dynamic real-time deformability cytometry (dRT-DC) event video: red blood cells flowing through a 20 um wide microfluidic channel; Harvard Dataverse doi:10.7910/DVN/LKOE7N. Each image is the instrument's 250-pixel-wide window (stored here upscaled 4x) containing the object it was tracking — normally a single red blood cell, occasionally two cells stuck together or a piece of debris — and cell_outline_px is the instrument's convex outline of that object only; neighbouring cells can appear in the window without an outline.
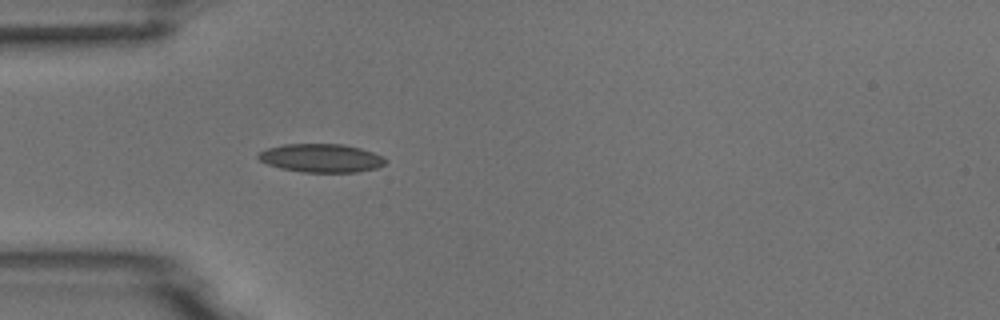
{"species": "common noctule bat (a hibernating species)", "species_latin": "Nyctalus noctula", "temperature_condition": "room temperature", "stored_images_in_passage": 1, "camera_frame_rate_fps": 3000, "um_per_image_px": 0.085, "animal": {"sex": "male", "body_mass_g": 18.8}, "frame": {"image": 1, "passage_image": 1, "time_ms": 0.0, "image_size_px": [1000, 320], "cell_outline_px": [[388, 160], [384, 164], [376, 168], [356, 172], [304, 172], [280, 168], [268, 164], [260, 160], [256, 156], [260, 152], [268, 148], [284, 144], [344, 144], [360, 148], [384, 156]], "centroid_in_image_um": [27.32, 13.43], "position_along_channel_um": 57.7, "area_um2": 21.04}}